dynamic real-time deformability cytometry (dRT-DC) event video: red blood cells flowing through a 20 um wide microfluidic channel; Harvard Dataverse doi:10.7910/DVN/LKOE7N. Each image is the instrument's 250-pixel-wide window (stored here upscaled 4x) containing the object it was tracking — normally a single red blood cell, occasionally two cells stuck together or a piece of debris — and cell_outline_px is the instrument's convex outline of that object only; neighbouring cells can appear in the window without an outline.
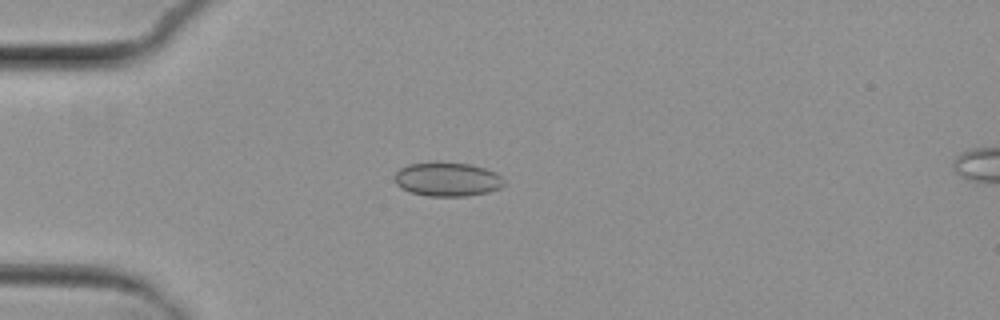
{"species": "common noctule bat (a hibernating species)", "species_latin": "Nyctalus noctula", "temperature_condition": "cold", "stored_images_in_passage": 7, "camera_frame_rate_fps": 3000, "um_per_image_px": 0.085, "animal": {"sex": "female", "body_mass_g": 29.2, "forearm_length_mm": 56.3}, "frame": {"image": 1, "passage_image": 5, "time_ms": 4.667, "image_size_px": [1000, 320], "cell_outline_px": [[504, 184], [500, 188], [488, 192], [468, 196], [428, 196], [412, 192], [400, 188], [396, 184], [392, 176], [400, 168], [408, 164], [432, 160], [436, 160], [472, 164], [496, 172], [504, 180]], "centroid_in_image_um": [37.98, 15.2], "position_along_channel_um": 47.0, "area_um2": 22.31}}
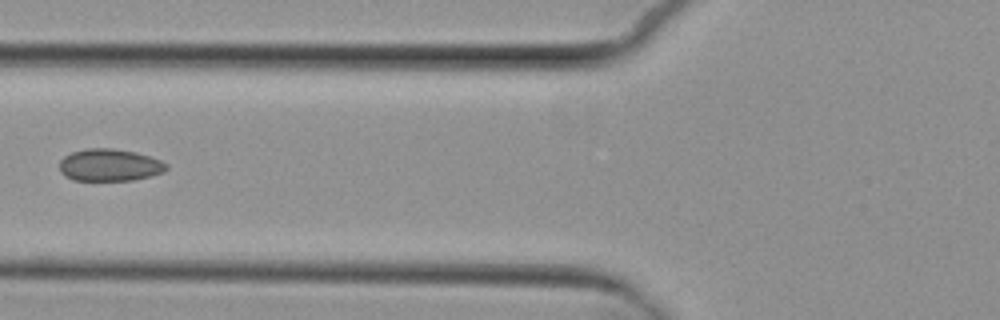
{"frame": {"image": 2, "passage_image": 7, "time_ms": 7.0, "image_size_px": [1000, 320], "cell_outline_px": [[168, 168], [164, 172], [152, 176], [132, 180], [72, 180], [60, 172], [60, 160], [64, 156], [72, 152], [88, 148], [112, 148], [136, 152], [160, 160], [168, 164]], "centroid_in_image_um": [9.33, 14.03], "position_along_channel_um": 116.5, "area_um2": 20.11}}